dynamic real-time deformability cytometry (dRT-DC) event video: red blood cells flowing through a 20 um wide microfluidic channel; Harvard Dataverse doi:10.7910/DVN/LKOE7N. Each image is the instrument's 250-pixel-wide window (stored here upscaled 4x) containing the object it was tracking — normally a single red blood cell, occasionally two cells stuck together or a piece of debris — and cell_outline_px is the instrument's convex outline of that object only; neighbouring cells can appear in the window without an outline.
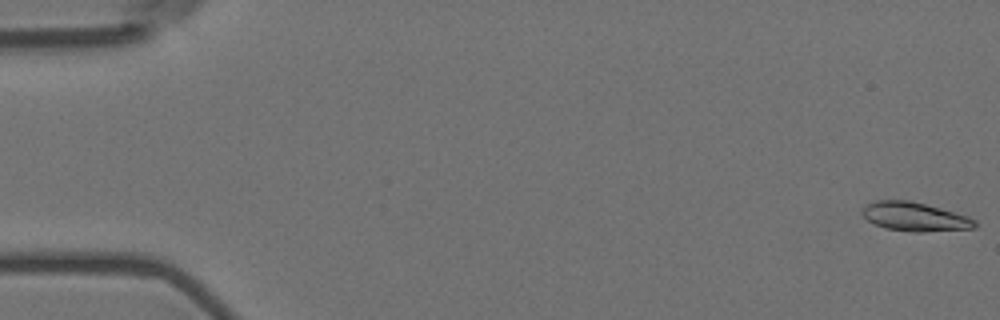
{"species": "Egyptian fruit bat (a non-hibernating species)", "species_latin": "Rousettus aegyptiacus", "temperature_condition": "room temperature", "stored_images_in_passage": 57, "camera_frame_rate_fps": 3000, "um_per_image_px": 0.085, "animal": {"sex": "female"}, "frame": {"image": 1, "passage_image": 1, "time_ms": 0.0, "image_size_px": [1000, 320], "cell_outline_px": [[976, 228], [920, 232], [916, 232], [884, 228], [868, 220], [860, 212], [872, 200], [908, 200], [940, 208], [968, 216], [976, 220]], "centroid_in_image_um": [77.76, 18.42], "position_along_channel_um": 7.2, "area_um2": 18.79}}
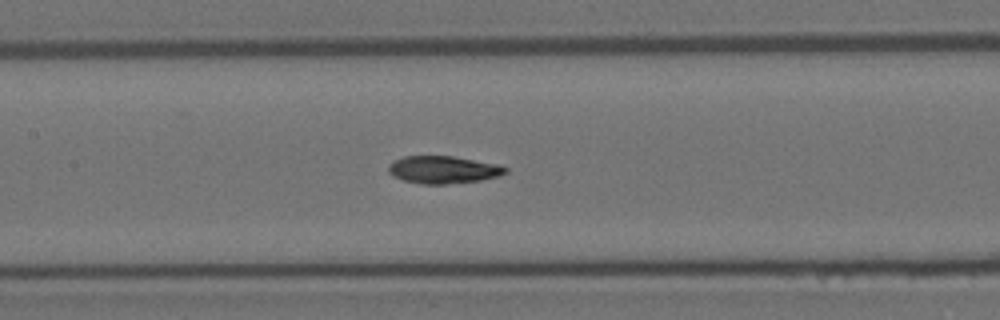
{"frame": {"image": 2, "passage_image": 27, "time_ms": 8.667, "image_size_px": [1000, 320], "cell_outline_px": [[508, 172], [500, 176], [480, 180], [444, 184], [420, 184], [404, 180], [392, 176], [388, 172], [388, 164], [404, 156], [452, 156], [500, 164], [508, 168]], "centroid_in_image_um": [37.69, 14.42], "position_along_channel_um": 169.7, "area_um2": 18.84}}
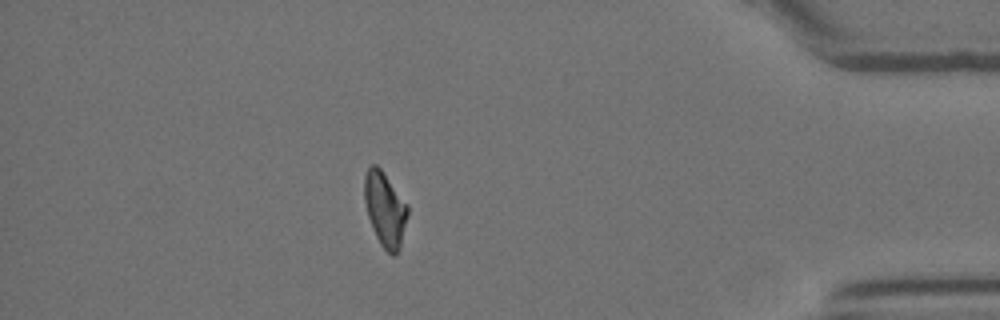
{"frame": {"image": 3, "passage_image": 50, "time_ms": 16.333, "image_size_px": [1000, 320], "cell_outline_px": [[408, 216], [400, 248], [392, 256], [380, 244], [376, 236], [368, 216], [364, 200], [364, 176], [368, 168], [372, 164], [376, 164], [380, 168], [408, 204]], "centroid_in_image_um": [32.73, 17.77], "position_along_channel_um": 402.5, "area_um2": 18.73}, "authors_computed_cell_mechanics": {"area_um2": 18.8428, "velocity_mm_per_s": 3.595, "shape_relaxation_time_tau1_ms": 8.1666, "shape_relaxation_time_tau2_ms": 5.3682, "deformation_change_tau1": 0.2101, "deformation_change_tau2": 0.1155}}